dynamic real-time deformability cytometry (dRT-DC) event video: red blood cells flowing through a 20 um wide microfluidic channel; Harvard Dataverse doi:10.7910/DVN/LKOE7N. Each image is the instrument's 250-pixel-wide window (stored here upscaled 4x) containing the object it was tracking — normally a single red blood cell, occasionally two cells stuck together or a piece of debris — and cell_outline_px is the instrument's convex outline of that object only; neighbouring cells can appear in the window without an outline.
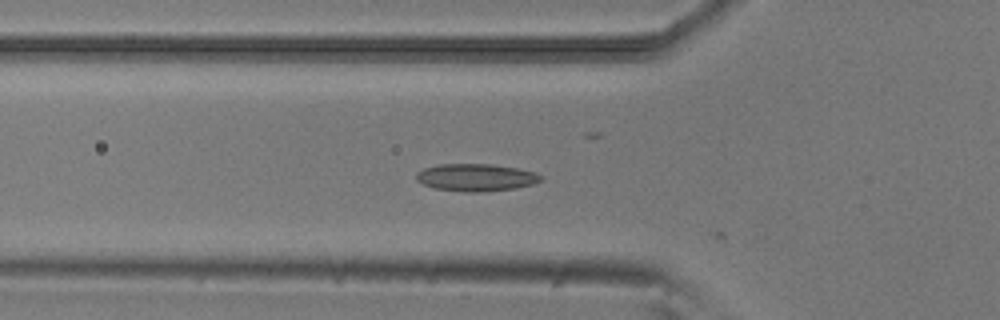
{"species": "common noctule bat (a hibernating species)", "species_latin": "Nyctalus noctula", "temperature_condition": "room temperature", "stored_images_in_passage": 8, "camera_frame_rate_fps": 3000, "um_per_image_px": 0.085, "animal": {"sex": "male", "body_mass_g": 20.5, "forearm_length_mm": 52.5}, "frame": {"image": 1, "passage_image": 6, "time_ms": 1.667, "image_size_px": [1000, 320], "cell_outline_px": [[544, 176], [540, 180], [532, 184], [516, 188], [484, 192], [464, 192], [432, 188], [416, 180], [416, 172], [424, 168], [436, 164], [492, 164], [516, 168], [536, 172]], "centroid_in_image_um": [40.44, 15.08], "position_along_channel_um": 85.4, "area_um2": 20.06}}